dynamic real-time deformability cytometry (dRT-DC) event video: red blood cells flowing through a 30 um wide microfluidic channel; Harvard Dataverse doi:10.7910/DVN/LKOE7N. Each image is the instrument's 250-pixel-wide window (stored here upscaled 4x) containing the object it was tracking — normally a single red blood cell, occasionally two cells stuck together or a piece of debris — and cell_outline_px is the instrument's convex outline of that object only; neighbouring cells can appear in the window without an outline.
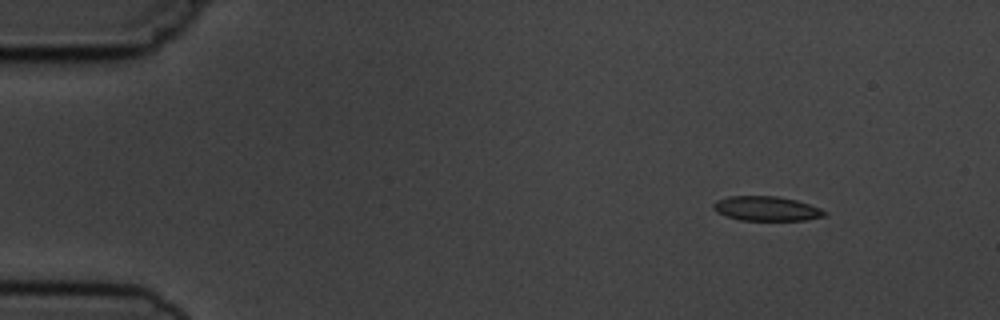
{"species": "common noctule bat (a hibernating species)", "species_latin": "Nyctalus noctula", "temperature_condition": "cold", "stored_images_in_passage": 7, "camera_frame_rate_fps": 3000, "um_per_image_px": 0.085, "animal": {"sex": "male", "body_mass_g": 19.5, "forearm_length_mm": 54.6}, "frame": {"image": 1, "passage_image": 2, "time_ms": 1.0, "image_size_px": [1000, 320], "cell_outline_px": [[828, 216], [804, 220], [740, 220], [716, 212], [712, 208], [712, 204], [716, 200], [728, 196], [776, 196], [796, 200], [820, 208], [828, 212]], "centroid_in_image_um": [65.15, 17.73], "position_along_channel_um": 19.8, "area_um2": 15.95}}
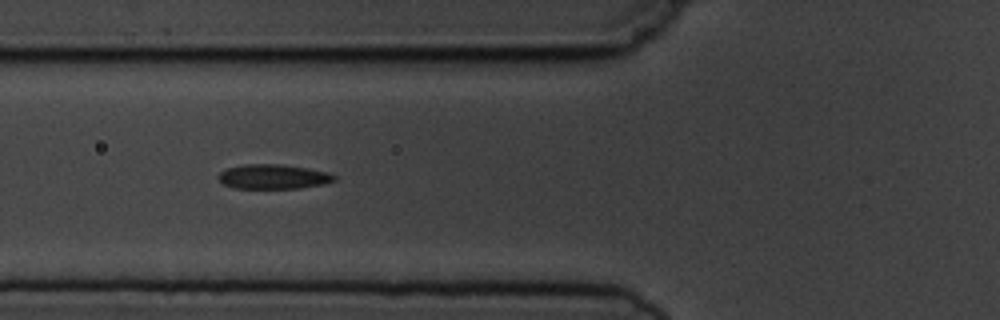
{"frame": {"image": 2, "passage_image": 6, "time_ms": 5.667, "image_size_px": [1000, 320], "cell_outline_px": [[336, 180], [324, 184], [300, 188], [232, 188], [224, 184], [220, 180], [220, 172], [228, 168], [244, 164], [280, 164], [308, 168], [328, 172], [336, 176]], "centroid_in_image_um": [23.26, 15.01], "position_along_channel_um": 102.5, "area_um2": 16.53}}
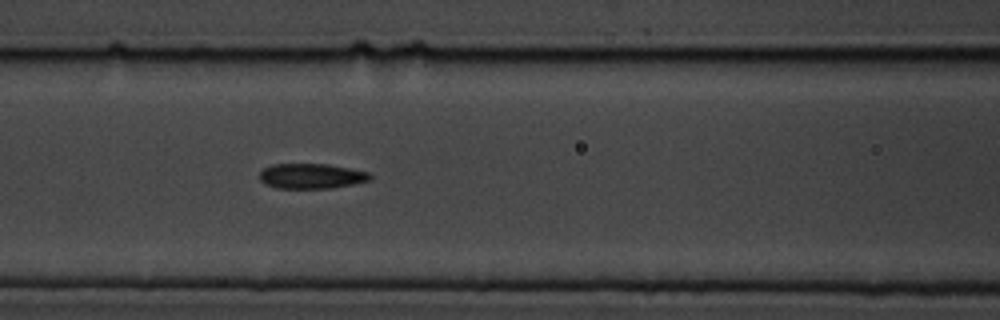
{"frame": {"image": 3, "passage_image": 7, "time_ms": 6.667, "image_size_px": [1000, 320], "cell_outline_px": [[372, 180], [332, 188], [276, 188], [264, 184], [260, 180], [260, 172], [264, 168], [272, 164], [328, 164], [368, 172], [372, 176]], "centroid_in_image_um": [26.46, 14.97], "position_along_channel_um": 140.1, "area_um2": 16.18}}